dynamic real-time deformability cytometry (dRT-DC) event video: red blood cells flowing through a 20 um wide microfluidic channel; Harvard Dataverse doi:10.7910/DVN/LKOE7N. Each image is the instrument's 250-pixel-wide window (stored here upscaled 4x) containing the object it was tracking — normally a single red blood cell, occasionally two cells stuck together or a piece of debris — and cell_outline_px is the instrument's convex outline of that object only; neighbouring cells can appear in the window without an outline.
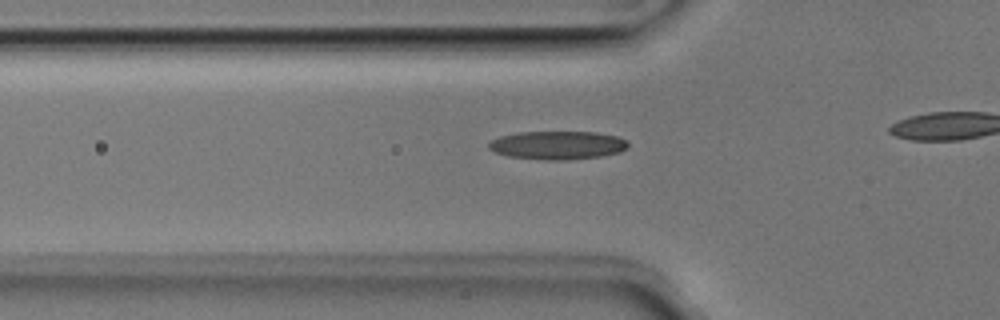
{"species": "Egyptian fruit bat (a non-hibernating species)", "species_latin": "Rousettus aegyptiacus", "temperature_condition": "room temperature", "stored_images_in_passage": 34, "camera_frame_rate_fps": 3000, "um_per_image_px": 0.085, "animal": {"sex": "male"}, "frame": {"image": 1, "passage_image": 10, "time_ms": 3.0, "image_size_px": [1000, 320], "cell_outline_px": [[628, 148], [620, 152], [600, 156], [568, 160], [548, 160], [508, 156], [496, 152], [488, 148], [488, 144], [492, 140], [500, 136], [516, 132], [596, 132], [616, 136], [624, 140], [628, 144]], "centroid_in_image_um": [47.38, 12.34], "position_along_channel_um": 78.4, "area_um2": 22.95}}
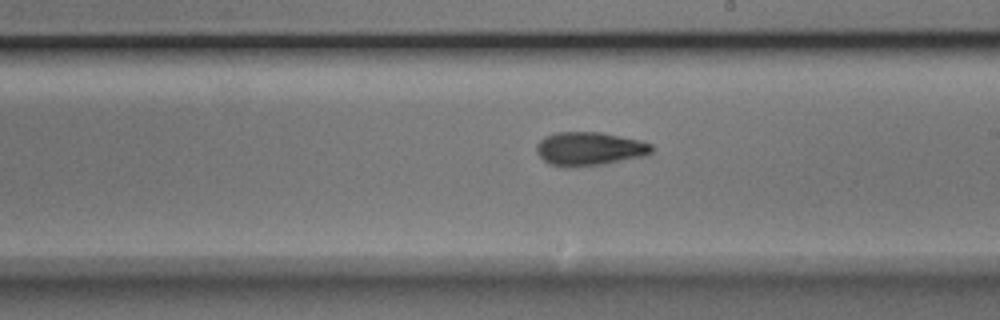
{"frame": {"image": 2, "passage_image": 22, "time_ms": 7.0, "image_size_px": [1000, 320], "cell_outline_px": [[652, 152], [648, 156], [600, 164], [548, 164], [536, 152], [536, 144], [544, 136], [556, 132], [600, 132], [640, 140], [652, 144]], "centroid_in_image_um": [50.14, 12.6], "position_along_channel_um": 238.9, "area_um2": 21.96}}
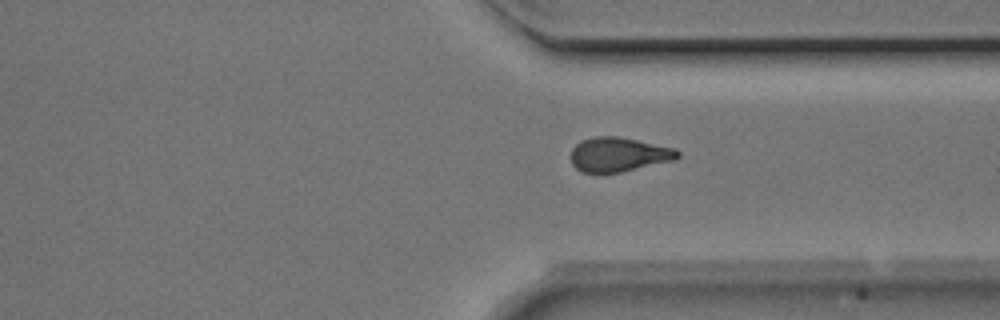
{"frame": {"image": 3, "passage_image": 31, "time_ms": 10.0, "image_size_px": [1000, 320], "cell_outline_px": [[680, 156], [676, 160], [620, 172], [580, 172], [572, 164], [572, 148], [580, 140], [592, 136], [616, 136], [676, 148], [680, 152]], "centroid_in_image_um": [52.6, 13.12], "position_along_channel_um": 358.8, "area_um2": 21.39}}